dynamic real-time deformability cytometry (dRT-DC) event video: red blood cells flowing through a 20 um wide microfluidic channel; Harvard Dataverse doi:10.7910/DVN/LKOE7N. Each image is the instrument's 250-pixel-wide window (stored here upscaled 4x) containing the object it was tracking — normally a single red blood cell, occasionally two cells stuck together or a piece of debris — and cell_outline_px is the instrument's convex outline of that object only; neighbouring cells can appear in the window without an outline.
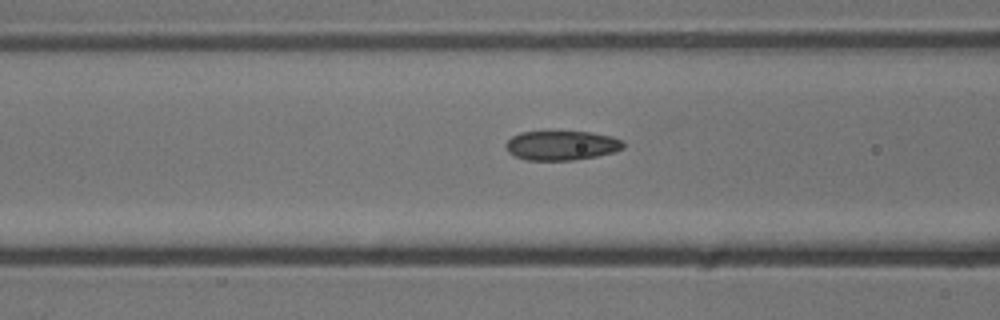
{"species": "common noctule bat (a hibernating species)", "species_latin": "Nyctalus noctula", "temperature_condition": "cold", "stored_images_in_passage": 15, "camera_frame_rate_fps": 3000, "um_per_image_px": 0.085, "animal": {"sex": "male", "body_mass_g": 13.3}, "frame": {"image": 1, "passage_image": 13, "time_ms": 4.0, "image_size_px": [1000, 320], "cell_outline_px": [[624, 148], [612, 152], [596, 156], [572, 160], [524, 160], [508, 152], [504, 144], [512, 136], [520, 132], [592, 132], [612, 136], [624, 140]], "centroid_in_image_um": [47.73, 12.36], "position_along_channel_um": 118.9, "area_um2": 20.17}}